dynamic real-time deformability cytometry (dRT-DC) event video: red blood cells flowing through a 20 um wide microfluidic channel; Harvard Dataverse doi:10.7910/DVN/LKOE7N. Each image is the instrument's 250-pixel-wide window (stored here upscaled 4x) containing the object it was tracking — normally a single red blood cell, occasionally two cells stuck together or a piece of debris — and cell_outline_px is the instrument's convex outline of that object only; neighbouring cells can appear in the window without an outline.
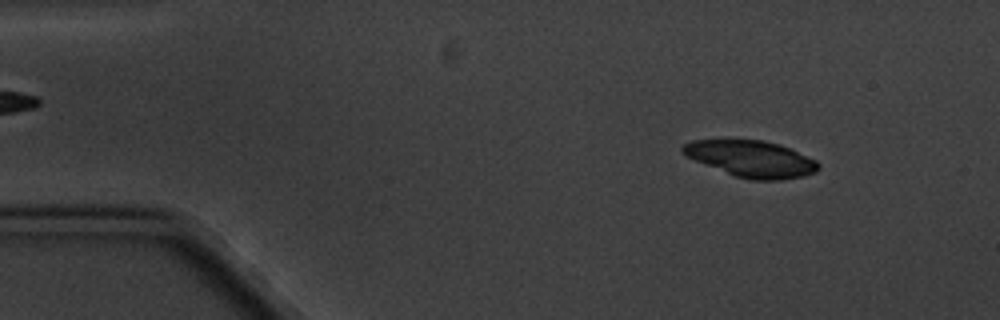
{"species": "common noctule bat (a hibernating species)", "species_latin": "Nyctalus noctula", "temperature_condition": "cold", "stored_images_in_passage": 7, "camera_frame_rate_fps": 3000, "um_per_image_px": 0.085, "animal": {"sex": "male", "body_mass_g": 20.1, "forearm_length_mm": 53.5}, "frame": {"image": 1, "passage_image": 2, "time_ms": 1.0, "image_size_px": [1000, 320], "cell_outline_px": [[820, 168], [816, 172], [804, 176], [780, 180], [748, 180], [736, 176], [696, 160], [688, 156], [680, 148], [684, 144], [692, 140], [764, 140], [788, 148], [816, 160], [820, 164]], "centroid_in_image_um": [63.9, 13.51], "position_along_channel_um": 21.1, "area_um2": 28.32}}